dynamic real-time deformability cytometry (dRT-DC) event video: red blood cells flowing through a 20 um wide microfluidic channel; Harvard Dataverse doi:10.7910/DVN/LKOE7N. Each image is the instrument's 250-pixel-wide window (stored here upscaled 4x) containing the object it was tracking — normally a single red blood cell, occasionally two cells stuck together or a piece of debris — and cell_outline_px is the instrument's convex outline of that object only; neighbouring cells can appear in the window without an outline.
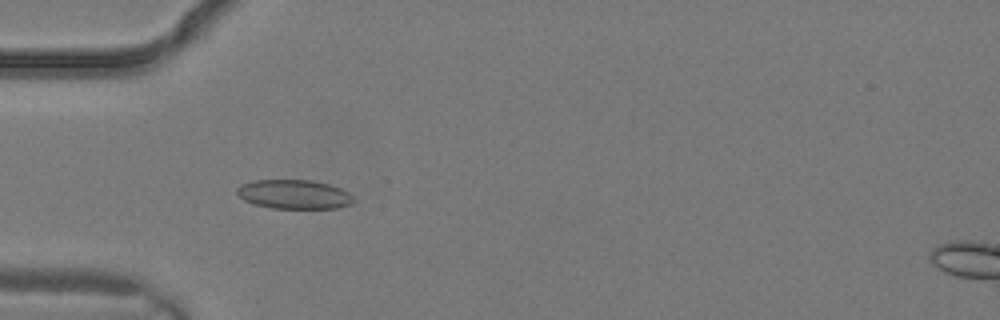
{"species": "common noctule bat (a hibernating species)", "species_latin": "Nyctalus noctula", "temperature_condition": "warm", "stored_images_in_passage": 2, "camera_frame_rate_fps": 3000, "um_per_image_px": 0.085, "animal": {"sex": "male", "body_mass_g": 19.2, "forearm_length_mm": 51.8}, "frame": {"image": 1, "passage_image": 2, "time_ms": 0.333, "image_size_px": [1000, 320], "cell_outline_px": [[356, 200], [352, 204], [336, 208], [272, 208], [256, 204], [244, 200], [236, 192], [236, 188], [252, 180], [312, 180], [328, 184], [340, 188], [348, 192]], "centroid_in_image_um": [25.02, 16.51], "position_along_channel_um": 60.0, "area_um2": 19.71}}